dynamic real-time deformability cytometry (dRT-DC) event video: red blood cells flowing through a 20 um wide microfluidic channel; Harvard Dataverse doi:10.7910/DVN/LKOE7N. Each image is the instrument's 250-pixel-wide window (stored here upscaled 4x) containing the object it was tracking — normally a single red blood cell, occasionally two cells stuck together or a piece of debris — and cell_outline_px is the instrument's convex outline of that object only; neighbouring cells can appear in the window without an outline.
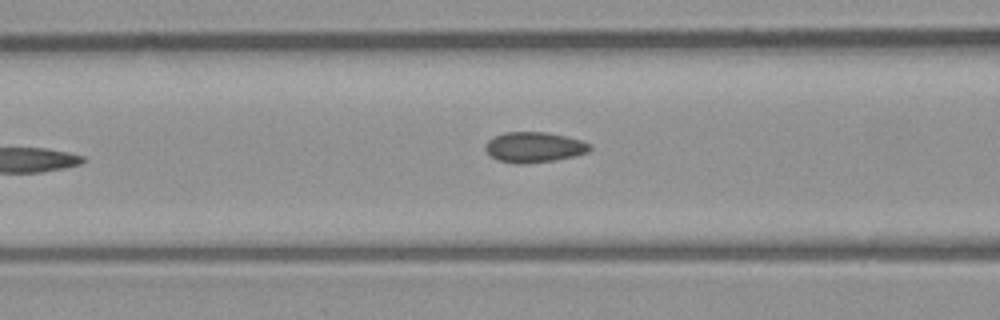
{"species": "common noctule bat (a hibernating species)", "species_latin": "Nyctalus noctula", "temperature_condition": "room temperature", "stored_images_in_passage": 6, "camera_frame_rate_fps": 3000, "um_per_image_px": 0.085, "animal": {"sex": "male", "body_mass_g": 23.1, "forearm_length_mm": 52.7}, "frame": {"image": 1, "passage_image": 6, "time_ms": 6.0, "image_size_px": [1000, 320], "cell_outline_px": [[592, 148], [588, 152], [576, 156], [556, 160], [524, 164], [516, 164], [496, 160], [484, 148], [488, 140], [504, 132], [544, 132], [564, 136], [580, 140], [592, 144]], "centroid_in_image_um": [45.42, 12.52], "position_along_channel_um": 121.2, "area_um2": 18.55}}